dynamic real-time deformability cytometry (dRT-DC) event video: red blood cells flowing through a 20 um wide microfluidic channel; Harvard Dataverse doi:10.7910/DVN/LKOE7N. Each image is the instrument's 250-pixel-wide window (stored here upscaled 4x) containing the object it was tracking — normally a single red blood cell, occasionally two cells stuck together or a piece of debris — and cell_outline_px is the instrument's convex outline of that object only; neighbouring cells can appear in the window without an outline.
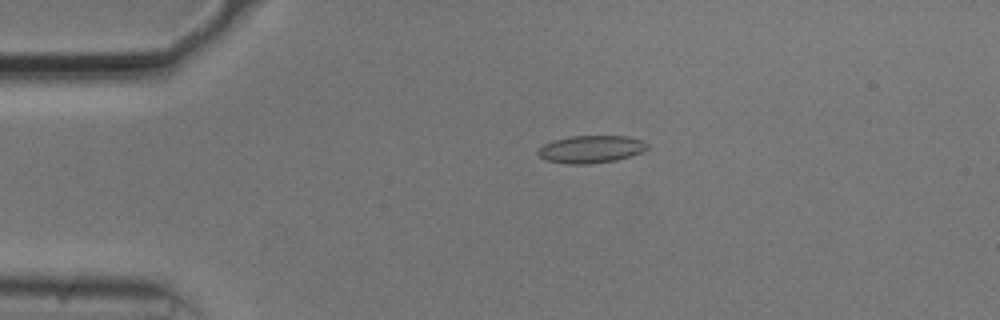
{"species": "common noctule bat (a hibernating species)", "species_latin": "Nyctalus noctula", "temperature_condition": "cold", "stored_images_in_passage": 27, "camera_frame_rate_fps": 3000, "um_per_image_px": 0.085, "animal": {"sex": "male", "body_mass_g": 20.5, "forearm_length_mm": 52.5}, "frame": {"image": 1, "passage_image": 1, "time_ms": 0.0, "image_size_px": [1000, 320], "cell_outline_px": [[648, 148], [640, 152], [616, 160], [588, 164], [568, 164], [544, 160], [536, 152], [544, 144], [552, 140], [568, 136], [628, 136], [644, 140], [648, 144]], "centroid_in_image_um": [50.21, 12.67], "position_along_channel_um": 34.8, "area_um2": 17.57}}
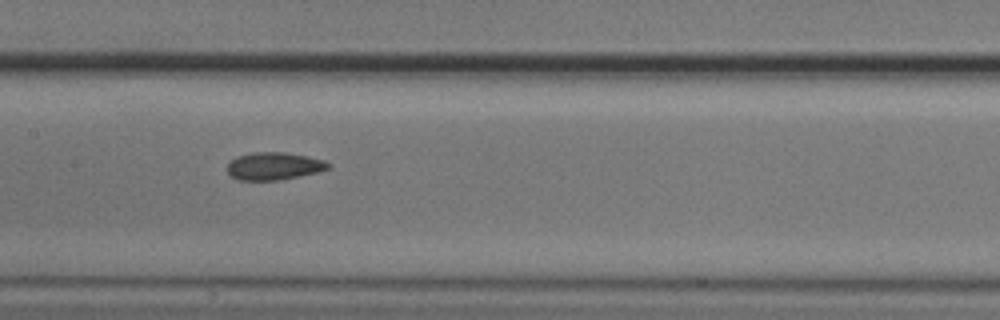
{"frame": {"image": 2, "passage_image": 16, "time_ms": 5.0, "image_size_px": [1000, 320], "cell_outline_px": [[332, 164], [328, 168], [316, 172], [280, 180], [236, 180], [228, 172], [228, 164], [236, 156], [252, 152], [284, 152], [308, 156], [324, 160]], "centroid_in_image_um": [23.28, 14.11], "position_along_channel_um": 184.1, "area_um2": 16.18}}
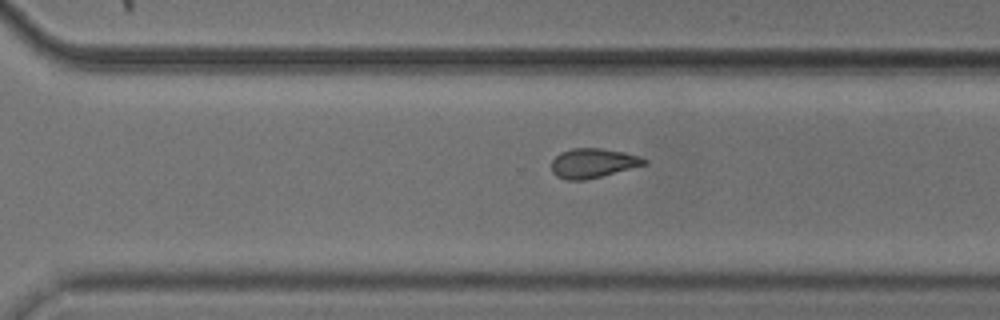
{"frame": {"image": 3, "passage_image": 27, "time_ms": 8.667, "image_size_px": [1000, 320], "cell_outline_px": [[648, 164], [584, 180], [568, 180], [556, 176], [552, 172], [552, 160], [560, 152], [572, 148], [600, 148], [624, 152], [640, 156], [648, 160]], "centroid_in_image_um": [50.41, 13.85], "position_along_channel_um": 320.2, "area_um2": 15.9}}